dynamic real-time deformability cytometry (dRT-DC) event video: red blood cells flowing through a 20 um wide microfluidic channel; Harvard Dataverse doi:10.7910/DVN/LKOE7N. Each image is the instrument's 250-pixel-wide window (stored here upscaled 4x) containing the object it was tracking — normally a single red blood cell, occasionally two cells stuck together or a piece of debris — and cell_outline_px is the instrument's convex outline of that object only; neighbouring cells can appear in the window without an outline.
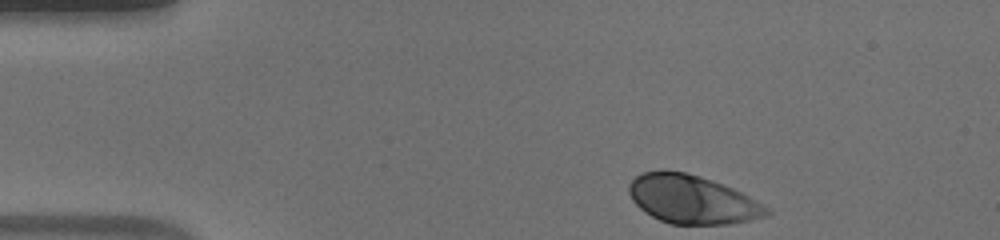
{"species": "human", "species_latin": "Homo sapiens", "temperature_condition": "warm", "stored_images_in_passage": 40, "camera_frame_rate_fps": 3000, "um_per_image_px": 0.085, "donor": {"sex": "male"}, "frame": {"image": 1, "passage_image": 1, "time_ms": 0.0, "image_size_px": [1000, 240], "cell_outline_px": [[772, 212], [768, 216], [752, 220], [728, 224], [668, 224], [644, 212], [632, 200], [628, 192], [628, 184], [636, 176], [644, 172], [684, 172], [700, 176], [712, 180], [732, 188], [764, 204]], "centroid_in_image_um": [58.85, 16.98], "position_along_channel_um": 26.1, "area_um2": 38.67}}
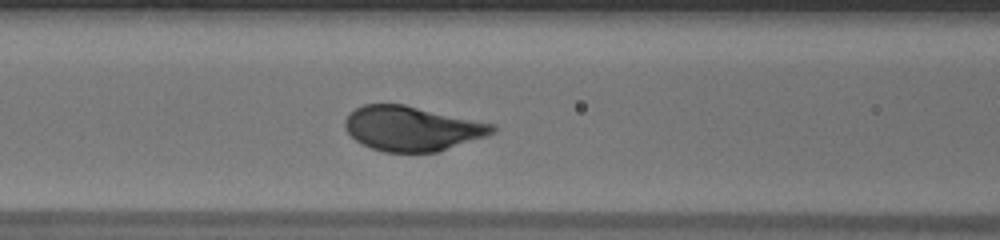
{"frame": {"image": 2, "passage_image": 15, "time_ms": 4.667, "image_size_px": [1000, 240], "cell_outline_px": [[496, 132], [436, 152], [384, 152], [372, 148], [356, 140], [344, 128], [344, 120], [348, 112], [364, 104], [404, 104], [496, 124]], "centroid_in_image_um": [35.0, 10.9], "position_along_channel_um": 131.6, "area_um2": 38.26}}
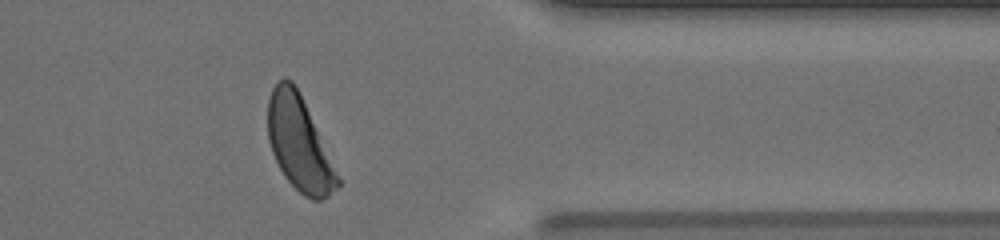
{"frame": {"image": 3, "passage_image": 36, "time_ms": 11.667, "image_size_px": [1000, 240], "cell_outline_px": [[340, 184], [328, 196], [320, 200], [312, 200], [304, 196], [284, 176], [272, 152], [268, 140], [268, 100], [272, 88], [284, 76], [292, 80], [300, 92], [340, 180]], "centroid_in_image_um": [25.41, 12.18], "position_along_channel_um": 386.0, "area_um2": 37.63}, "authors_computed_cell_mechanics": {"area_um2": 38.2636, "velocity_mm_per_s": 3.8346, "shape_relaxation_time_tau1_ms": 2.001, "shape_relaxation_time_tau2_ms": null, "deformation_change_tau1": 0.1473, "deformation_change_tau2": null}}